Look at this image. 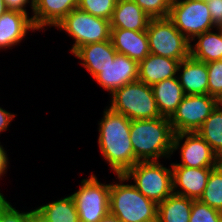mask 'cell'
Instances as JSON below:
<instances>
[{"label": "cell", "instance_id": "cell-25", "mask_svg": "<svg viewBox=\"0 0 222 222\" xmlns=\"http://www.w3.org/2000/svg\"><path fill=\"white\" fill-rule=\"evenodd\" d=\"M222 158V102H220L202 126L196 131Z\"/></svg>", "mask_w": 222, "mask_h": 222}, {"label": "cell", "instance_id": "cell-1", "mask_svg": "<svg viewBox=\"0 0 222 222\" xmlns=\"http://www.w3.org/2000/svg\"><path fill=\"white\" fill-rule=\"evenodd\" d=\"M98 122V145L100 152L116 175H123L138 160L130 140L131 120L106 107Z\"/></svg>", "mask_w": 222, "mask_h": 222}, {"label": "cell", "instance_id": "cell-17", "mask_svg": "<svg viewBox=\"0 0 222 222\" xmlns=\"http://www.w3.org/2000/svg\"><path fill=\"white\" fill-rule=\"evenodd\" d=\"M178 72L177 77L185 95L208 94L207 63L189 56L180 62Z\"/></svg>", "mask_w": 222, "mask_h": 222}, {"label": "cell", "instance_id": "cell-34", "mask_svg": "<svg viewBox=\"0 0 222 222\" xmlns=\"http://www.w3.org/2000/svg\"><path fill=\"white\" fill-rule=\"evenodd\" d=\"M16 114L0 107V134L8 129V126L11 125V121L15 118Z\"/></svg>", "mask_w": 222, "mask_h": 222}, {"label": "cell", "instance_id": "cell-23", "mask_svg": "<svg viewBox=\"0 0 222 222\" xmlns=\"http://www.w3.org/2000/svg\"><path fill=\"white\" fill-rule=\"evenodd\" d=\"M193 199L172 193L158 204L157 222H189Z\"/></svg>", "mask_w": 222, "mask_h": 222}, {"label": "cell", "instance_id": "cell-13", "mask_svg": "<svg viewBox=\"0 0 222 222\" xmlns=\"http://www.w3.org/2000/svg\"><path fill=\"white\" fill-rule=\"evenodd\" d=\"M213 168L214 167L195 168L171 165L173 193L193 200H199Z\"/></svg>", "mask_w": 222, "mask_h": 222}, {"label": "cell", "instance_id": "cell-12", "mask_svg": "<svg viewBox=\"0 0 222 222\" xmlns=\"http://www.w3.org/2000/svg\"><path fill=\"white\" fill-rule=\"evenodd\" d=\"M109 94L116 89L138 80V62L128 56L116 53L114 61L94 78Z\"/></svg>", "mask_w": 222, "mask_h": 222}, {"label": "cell", "instance_id": "cell-40", "mask_svg": "<svg viewBox=\"0 0 222 222\" xmlns=\"http://www.w3.org/2000/svg\"><path fill=\"white\" fill-rule=\"evenodd\" d=\"M219 165L222 167V158L220 159Z\"/></svg>", "mask_w": 222, "mask_h": 222}, {"label": "cell", "instance_id": "cell-20", "mask_svg": "<svg viewBox=\"0 0 222 222\" xmlns=\"http://www.w3.org/2000/svg\"><path fill=\"white\" fill-rule=\"evenodd\" d=\"M150 19L133 0H117L110 24L111 28L145 31Z\"/></svg>", "mask_w": 222, "mask_h": 222}, {"label": "cell", "instance_id": "cell-19", "mask_svg": "<svg viewBox=\"0 0 222 222\" xmlns=\"http://www.w3.org/2000/svg\"><path fill=\"white\" fill-rule=\"evenodd\" d=\"M116 53L112 41L107 40L81 46L73 55L82 61H80V64L94 78L110 62L114 61Z\"/></svg>", "mask_w": 222, "mask_h": 222}, {"label": "cell", "instance_id": "cell-32", "mask_svg": "<svg viewBox=\"0 0 222 222\" xmlns=\"http://www.w3.org/2000/svg\"><path fill=\"white\" fill-rule=\"evenodd\" d=\"M0 222H28V211L22 212L10 205L2 214Z\"/></svg>", "mask_w": 222, "mask_h": 222}, {"label": "cell", "instance_id": "cell-22", "mask_svg": "<svg viewBox=\"0 0 222 222\" xmlns=\"http://www.w3.org/2000/svg\"><path fill=\"white\" fill-rule=\"evenodd\" d=\"M206 31L190 42V56L198 61L209 63L222 60V28ZM192 41H196L192 45Z\"/></svg>", "mask_w": 222, "mask_h": 222}, {"label": "cell", "instance_id": "cell-38", "mask_svg": "<svg viewBox=\"0 0 222 222\" xmlns=\"http://www.w3.org/2000/svg\"><path fill=\"white\" fill-rule=\"evenodd\" d=\"M99 222H122V221L117 216H115L109 212Z\"/></svg>", "mask_w": 222, "mask_h": 222}, {"label": "cell", "instance_id": "cell-29", "mask_svg": "<svg viewBox=\"0 0 222 222\" xmlns=\"http://www.w3.org/2000/svg\"><path fill=\"white\" fill-rule=\"evenodd\" d=\"M208 95L222 102V60L207 63Z\"/></svg>", "mask_w": 222, "mask_h": 222}, {"label": "cell", "instance_id": "cell-30", "mask_svg": "<svg viewBox=\"0 0 222 222\" xmlns=\"http://www.w3.org/2000/svg\"><path fill=\"white\" fill-rule=\"evenodd\" d=\"M151 18H166L169 16L173 0H133Z\"/></svg>", "mask_w": 222, "mask_h": 222}, {"label": "cell", "instance_id": "cell-27", "mask_svg": "<svg viewBox=\"0 0 222 222\" xmlns=\"http://www.w3.org/2000/svg\"><path fill=\"white\" fill-rule=\"evenodd\" d=\"M117 0H79L78 8L106 20H111Z\"/></svg>", "mask_w": 222, "mask_h": 222}, {"label": "cell", "instance_id": "cell-18", "mask_svg": "<svg viewBox=\"0 0 222 222\" xmlns=\"http://www.w3.org/2000/svg\"><path fill=\"white\" fill-rule=\"evenodd\" d=\"M179 60L149 54L138 63V80L152 86L165 79L176 77Z\"/></svg>", "mask_w": 222, "mask_h": 222}, {"label": "cell", "instance_id": "cell-15", "mask_svg": "<svg viewBox=\"0 0 222 222\" xmlns=\"http://www.w3.org/2000/svg\"><path fill=\"white\" fill-rule=\"evenodd\" d=\"M79 0H34L32 22L36 30L56 26L70 11L78 8Z\"/></svg>", "mask_w": 222, "mask_h": 222}, {"label": "cell", "instance_id": "cell-2", "mask_svg": "<svg viewBox=\"0 0 222 222\" xmlns=\"http://www.w3.org/2000/svg\"><path fill=\"white\" fill-rule=\"evenodd\" d=\"M174 131L169 118L131 120L130 140L138 161L171 158Z\"/></svg>", "mask_w": 222, "mask_h": 222}, {"label": "cell", "instance_id": "cell-21", "mask_svg": "<svg viewBox=\"0 0 222 222\" xmlns=\"http://www.w3.org/2000/svg\"><path fill=\"white\" fill-rule=\"evenodd\" d=\"M151 87L161 116L170 118L185 96L178 77L162 80Z\"/></svg>", "mask_w": 222, "mask_h": 222}, {"label": "cell", "instance_id": "cell-11", "mask_svg": "<svg viewBox=\"0 0 222 222\" xmlns=\"http://www.w3.org/2000/svg\"><path fill=\"white\" fill-rule=\"evenodd\" d=\"M182 140H184V143ZM178 149L180 150L181 163H171L170 165L195 168L216 167L219 165V156L197 132L174 134L172 154Z\"/></svg>", "mask_w": 222, "mask_h": 222}, {"label": "cell", "instance_id": "cell-8", "mask_svg": "<svg viewBox=\"0 0 222 222\" xmlns=\"http://www.w3.org/2000/svg\"><path fill=\"white\" fill-rule=\"evenodd\" d=\"M79 222H99L109 212L110 184L101 183L96 175L81 180L78 191L71 194Z\"/></svg>", "mask_w": 222, "mask_h": 222}, {"label": "cell", "instance_id": "cell-33", "mask_svg": "<svg viewBox=\"0 0 222 222\" xmlns=\"http://www.w3.org/2000/svg\"><path fill=\"white\" fill-rule=\"evenodd\" d=\"M7 10L11 11H19L24 14L29 15L28 11H26L27 4L31 6L32 14H33V7H34V0H3Z\"/></svg>", "mask_w": 222, "mask_h": 222}, {"label": "cell", "instance_id": "cell-7", "mask_svg": "<svg viewBox=\"0 0 222 222\" xmlns=\"http://www.w3.org/2000/svg\"><path fill=\"white\" fill-rule=\"evenodd\" d=\"M146 33L151 54L179 60L190 56V41L168 18H151Z\"/></svg>", "mask_w": 222, "mask_h": 222}, {"label": "cell", "instance_id": "cell-36", "mask_svg": "<svg viewBox=\"0 0 222 222\" xmlns=\"http://www.w3.org/2000/svg\"><path fill=\"white\" fill-rule=\"evenodd\" d=\"M28 222H49L46 217L36 208L28 211Z\"/></svg>", "mask_w": 222, "mask_h": 222}, {"label": "cell", "instance_id": "cell-14", "mask_svg": "<svg viewBox=\"0 0 222 222\" xmlns=\"http://www.w3.org/2000/svg\"><path fill=\"white\" fill-rule=\"evenodd\" d=\"M30 30H36L31 17L19 11L7 10L0 17V50L12 49L24 40Z\"/></svg>", "mask_w": 222, "mask_h": 222}, {"label": "cell", "instance_id": "cell-16", "mask_svg": "<svg viewBox=\"0 0 222 222\" xmlns=\"http://www.w3.org/2000/svg\"><path fill=\"white\" fill-rule=\"evenodd\" d=\"M111 41L117 53L124 54L138 63L150 54L146 30L111 28Z\"/></svg>", "mask_w": 222, "mask_h": 222}, {"label": "cell", "instance_id": "cell-31", "mask_svg": "<svg viewBox=\"0 0 222 222\" xmlns=\"http://www.w3.org/2000/svg\"><path fill=\"white\" fill-rule=\"evenodd\" d=\"M212 22L216 28H222V0H206Z\"/></svg>", "mask_w": 222, "mask_h": 222}, {"label": "cell", "instance_id": "cell-10", "mask_svg": "<svg viewBox=\"0 0 222 222\" xmlns=\"http://www.w3.org/2000/svg\"><path fill=\"white\" fill-rule=\"evenodd\" d=\"M220 101L208 94L185 95L169 118L174 134L196 132Z\"/></svg>", "mask_w": 222, "mask_h": 222}, {"label": "cell", "instance_id": "cell-35", "mask_svg": "<svg viewBox=\"0 0 222 222\" xmlns=\"http://www.w3.org/2000/svg\"><path fill=\"white\" fill-rule=\"evenodd\" d=\"M8 158L7 151H5L0 142V179L7 173V168L9 166Z\"/></svg>", "mask_w": 222, "mask_h": 222}, {"label": "cell", "instance_id": "cell-26", "mask_svg": "<svg viewBox=\"0 0 222 222\" xmlns=\"http://www.w3.org/2000/svg\"><path fill=\"white\" fill-rule=\"evenodd\" d=\"M199 200L222 212V167L220 165L211 170L207 185Z\"/></svg>", "mask_w": 222, "mask_h": 222}, {"label": "cell", "instance_id": "cell-6", "mask_svg": "<svg viewBox=\"0 0 222 222\" xmlns=\"http://www.w3.org/2000/svg\"><path fill=\"white\" fill-rule=\"evenodd\" d=\"M74 39V54L81 46L111 40L110 20L93 16L79 8L70 11L56 26Z\"/></svg>", "mask_w": 222, "mask_h": 222}, {"label": "cell", "instance_id": "cell-28", "mask_svg": "<svg viewBox=\"0 0 222 222\" xmlns=\"http://www.w3.org/2000/svg\"><path fill=\"white\" fill-rule=\"evenodd\" d=\"M189 222H222V212L200 200H193Z\"/></svg>", "mask_w": 222, "mask_h": 222}, {"label": "cell", "instance_id": "cell-39", "mask_svg": "<svg viewBox=\"0 0 222 222\" xmlns=\"http://www.w3.org/2000/svg\"><path fill=\"white\" fill-rule=\"evenodd\" d=\"M7 11L6 5L3 0H0V17Z\"/></svg>", "mask_w": 222, "mask_h": 222}, {"label": "cell", "instance_id": "cell-9", "mask_svg": "<svg viewBox=\"0 0 222 222\" xmlns=\"http://www.w3.org/2000/svg\"><path fill=\"white\" fill-rule=\"evenodd\" d=\"M168 18L190 42L215 28L206 1L173 0Z\"/></svg>", "mask_w": 222, "mask_h": 222}, {"label": "cell", "instance_id": "cell-24", "mask_svg": "<svg viewBox=\"0 0 222 222\" xmlns=\"http://www.w3.org/2000/svg\"><path fill=\"white\" fill-rule=\"evenodd\" d=\"M36 208L49 222H79V215L71 195Z\"/></svg>", "mask_w": 222, "mask_h": 222}, {"label": "cell", "instance_id": "cell-37", "mask_svg": "<svg viewBox=\"0 0 222 222\" xmlns=\"http://www.w3.org/2000/svg\"><path fill=\"white\" fill-rule=\"evenodd\" d=\"M11 205L9 201L6 200L4 194L0 192V219L4 211Z\"/></svg>", "mask_w": 222, "mask_h": 222}, {"label": "cell", "instance_id": "cell-3", "mask_svg": "<svg viewBox=\"0 0 222 222\" xmlns=\"http://www.w3.org/2000/svg\"><path fill=\"white\" fill-rule=\"evenodd\" d=\"M117 183L110 184V213L122 222H157L158 205L140 193L127 179L116 175Z\"/></svg>", "mask_w": 222, "mask_h": 222}, {"label": "cell", "instance_id": "cell-5", "mask_svg": "<svg viewBox=\"0 0 222 222\" xmlns=\"http://www.w3.org/2000/svg\"><path fill=\"white\" fill-rule=\"evenodd\" d=\"M123 176L133 179L137 190L157 205L173 193L172 169L159 161H138Z\"/></svg>", "mask_w": 222, "mask_h": 222}, {"label": "cell", "instance_id": "cell-4", "mask_svg": "<svg viewBox=\"0 0 222 222\" xmlns=\"http://www.w3.org/2000/svg\"><path fill=\"white\" fill-rule=\"evenodd\" d=\"M110 104L108 107L130 120L161 117L152 87L139 80L116 89L111 94Z\"/></svg>", "mask_w": 222, "mask_h": 222}]
</instances>
